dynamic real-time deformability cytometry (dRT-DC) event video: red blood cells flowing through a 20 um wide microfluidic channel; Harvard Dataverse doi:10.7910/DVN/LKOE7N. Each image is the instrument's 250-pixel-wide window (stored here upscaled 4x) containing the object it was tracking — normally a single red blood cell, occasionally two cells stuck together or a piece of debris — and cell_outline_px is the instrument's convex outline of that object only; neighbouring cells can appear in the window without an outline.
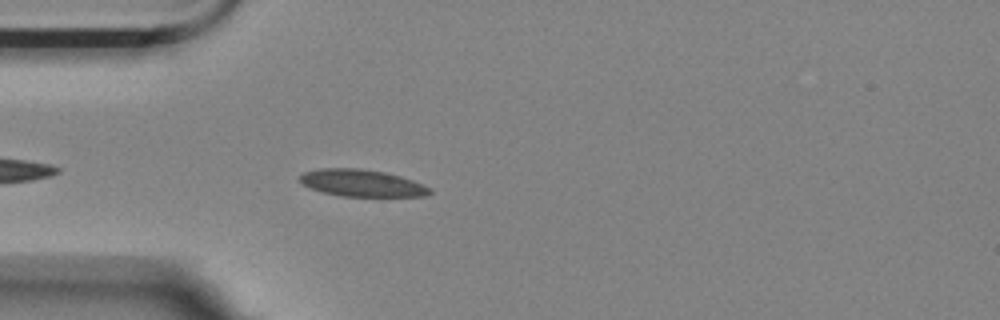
{"species": "Egyptian fruit bat (a non-hibernating species)", "species_latin": "Rousettus aegyptiacus", "temperature_condition": "room temperature", "stored_images_in_passage": 22, "camera_frame_rate_fps": 3000, "um_per_image_px": 0.085, "animal": {"sex": "female"}, "frame": {"image": 1, "passage_image": 4, "time_ms": 1.0, "image_size_px": [1000, 320], "cell_outline_px": [[432, 192], [424, 196], [340, 196], [324, 192], [312, 188], [304, 184], [300, 180], [300, 176], [304, 172], [320, 168], [360, 168], [384, 172], [400, 176], [424, 184], [432, 188]], "centroid_in_image_um": [30.8, 15.55], "position_along_channel_um": 54.2, "area_um2": 20.29}}
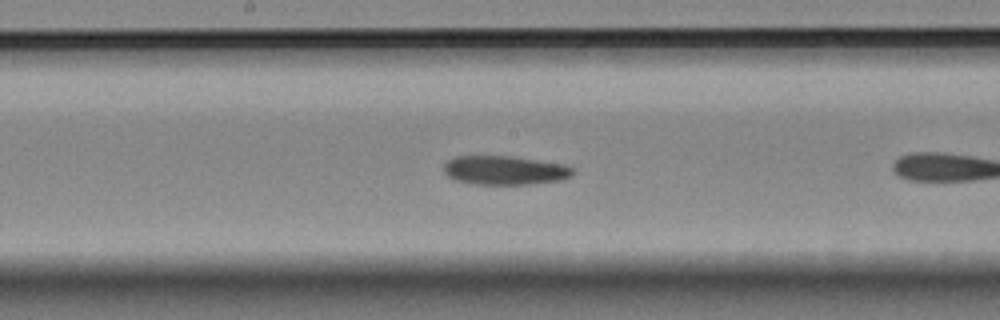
{"frame": {"image": 2, "passage_image": 14, "time_ms": 4.333, "image_size_px": [1000, 320], "cell_outline_px": [[576, 172], [572, 176], [560, 180], [528, 184], [472, 184], [456, 180], [448, 176], [444, 172], [444, 164], [448, 160], [456, 156], [512, 156], [564, 164], [576, 168]], "centroid_in_image_um": [42.94, 14.47], "position_along_channel_um": 205.3, "area_um2": 21.91}}
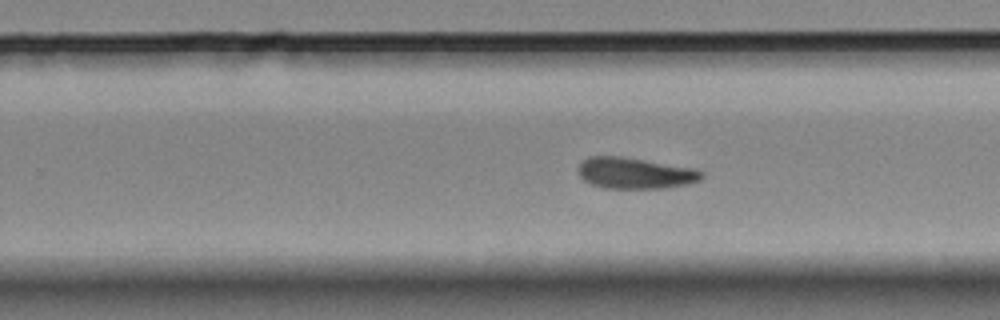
{"frame": {"image": 3, "passage_image": 20, "time_ms": 6.333, "image_size_px": [1000, 320], "cell_outline_px": [[704, 176], [700, 180], [688, 184], [668, 188], [604, 188], [592, 184], [584, 180], [576, 172], [576, 168], [588, 156], [620, 156], [696, 168], [704, 172]], "centroid_in_image_um": [53.99, 14.71], "position_along_channel_um": 275.8, "area_um2": 22.66}}